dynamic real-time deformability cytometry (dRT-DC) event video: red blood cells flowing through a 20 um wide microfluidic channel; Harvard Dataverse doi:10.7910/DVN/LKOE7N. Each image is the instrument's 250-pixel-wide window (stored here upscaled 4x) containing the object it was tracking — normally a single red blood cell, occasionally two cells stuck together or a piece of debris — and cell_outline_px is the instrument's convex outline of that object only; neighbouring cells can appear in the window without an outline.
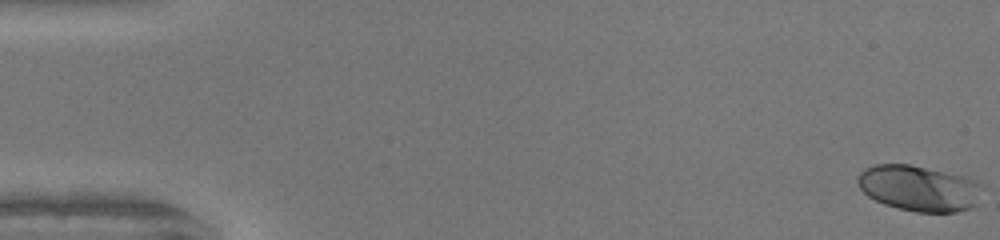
{"species": "human", "species_latin": "Homo sapiens", "temperature_condition": "warm", "stored_images_in_passage": 51, "camera_frame_rate_fps": 3000, "um_per_image_px": 0.085, "donor": {"sex": "female"}, "frame": {"image": 1, "passage_image": 1, "time_ms": 0.0, "image_size_px": [1000, 240], "cell_outline_px": [[976, 204], [968, 208], [956, 212], [916, 212], [884, 204], [868, 196], [860, 188], [856, 180], [860, 172], [864, 168], [876, 164], [908, 164], [964, 176], [976, 180]], "centroid_in_image_um": [78.01, 15.99], "position_along_channel_um": 7.0, "area_um2": 32.48}}
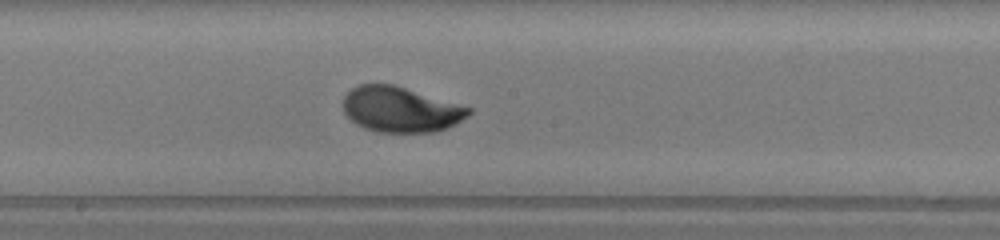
{"frame": {"image": 2, "passage_image": 28, "time_ms": 9.0, "image_size_px": [1000, 240], "cell_outline_px": [[472, 112], [468, 116], [456, 124], [448, 128], [436, 132], [380, 132], [364, 128], [356, 124], [344, 112], [344, 96], [352, 88], [360, 84], [392, 84], [472, 108]], "centroid_in_image_um": [34.07, 9.32], "position_along_channel_um": 214.1, "area_um2": 33.0}}
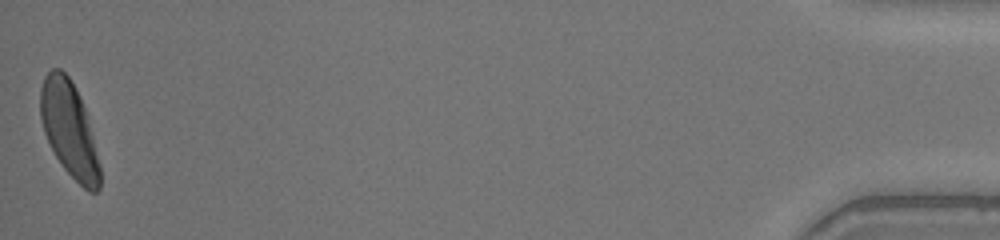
{"frame": {"image": 3, "passage_image": 51, "time_ms": 16.667, "image_size_px": [1000, 240], "cell_outline_px": [[100, 188], [96, 192], [88, 192], [64, 168], [56, 156], [44, 132], [40, 116], [40, 88], [44, 76], [52, 68], [60, 68], [68, 76], [80, 96], [84, 108], [100, 164]], "centroid_in_image_um": [5.87, 10.98], "position_along_channel_um": 429.3, "area_um2": 32.48}, "authors_computed_cell_mechanics": {"area_um2": 32.5414, "velocity_mm_per_s": 4.0979, "shape_relaxation_time_tau1_ms": 2.1174, "shape_relaxation_time_tau2_ms": null, "deformation_change_tau1": 0.1579, "deformation_change_tau2": null}}